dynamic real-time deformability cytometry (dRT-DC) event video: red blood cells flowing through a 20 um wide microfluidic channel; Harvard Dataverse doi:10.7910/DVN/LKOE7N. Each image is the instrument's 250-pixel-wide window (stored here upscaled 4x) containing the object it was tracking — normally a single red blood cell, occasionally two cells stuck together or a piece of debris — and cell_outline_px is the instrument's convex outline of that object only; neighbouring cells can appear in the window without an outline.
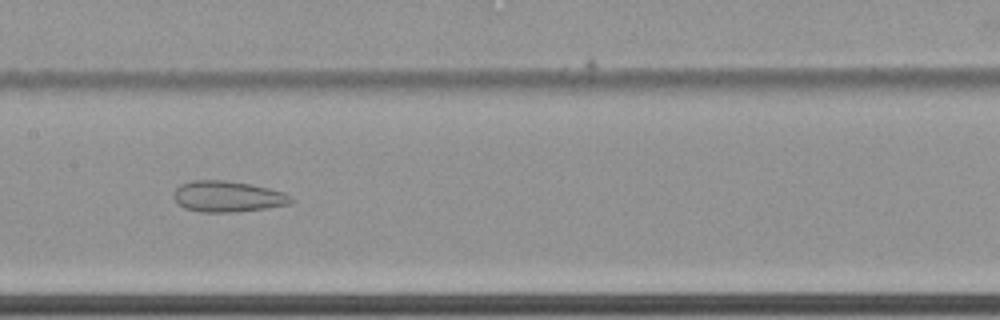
{"species": "common noctule bat (a hibernating species)", "species_latin": "Nyctalus noctula", "temperature_condition": "cold", "stored_images_in_passage": 65, "camera_frame_rate_fps": 3000, "um_per_image_px": 0.085, "animal": {"sex": "female", "body_mass_g": 22.7, "forearm_length_mm": 54.2}, "frame": {"image": 1, "passage_image": 36, "time_ms": 11.667, "image_size_px": [1000, 320], "cell_outline_px": [[292, 204], [264, 208], [232, 212], [200, 212], [184, 208], [176, 204], [172, 196], [176, 188], [180, 184], [192, 180], [224, 180], [252, 184], [284, 192], [292, 196]], "centroid_in_image_um": [19.31, 16.7], "position_along_channel_um": 188.1, "area_um2": 21.39}}
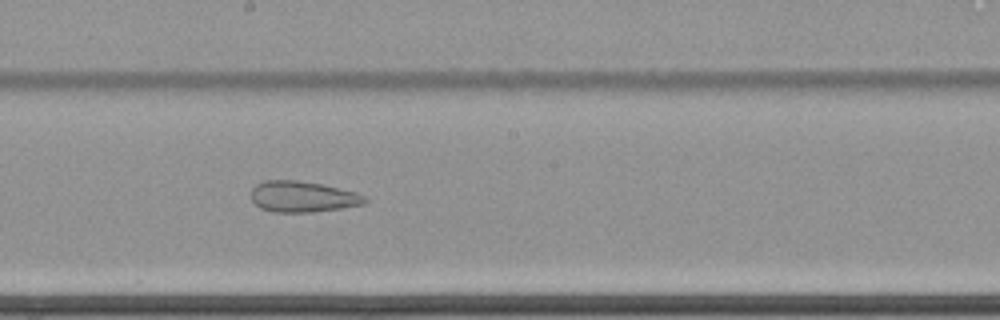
{"frame": {"image": 2, "passage_image": 39, "time_ms": 12.667, "image_size_px": [1000, 320], "cell_outline_px": [[368, 200], [364, 204], [340, 208], [312, 212], [272, 212], [260, 208], [252, 200], [252, 188], [256, 184], [264, 180], [296, 180], [320, 184], [356, 192], [364, 196]], "centroid_in_image_um": [25.7, 16.72], "position_along_channel_um": 222.5, "area_um2": 20.4}}
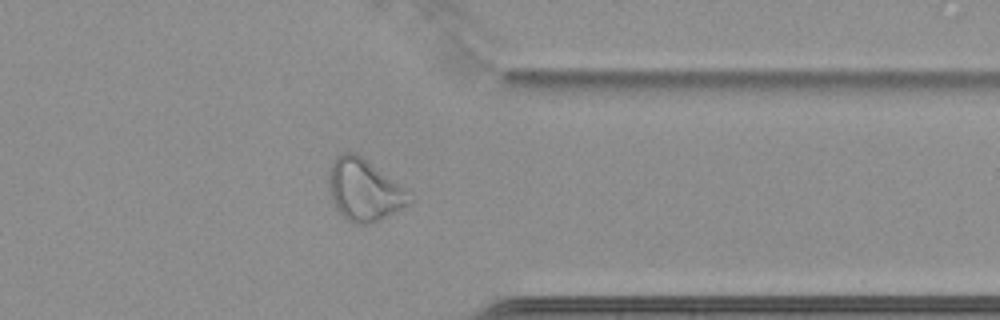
{"frame": {"image": 3, "passage_image": 53, "time_ms": 17.333, "image_size_px": [1000, 320], "cell_outline_px": [[412, 200], [408, 204], [380, 220], [368, 224], [356, 224], [348, 220], [336, 208], [332, 200], [328, 184], [328, 180], [332, 160], [336, 156], [344, 152], [356, 152], [404, 188], [408, 192]], "centroid_in_image_um": [30.92, 16.14], "position_along_channel_um": 380.5, "area_um2": 28.55}}